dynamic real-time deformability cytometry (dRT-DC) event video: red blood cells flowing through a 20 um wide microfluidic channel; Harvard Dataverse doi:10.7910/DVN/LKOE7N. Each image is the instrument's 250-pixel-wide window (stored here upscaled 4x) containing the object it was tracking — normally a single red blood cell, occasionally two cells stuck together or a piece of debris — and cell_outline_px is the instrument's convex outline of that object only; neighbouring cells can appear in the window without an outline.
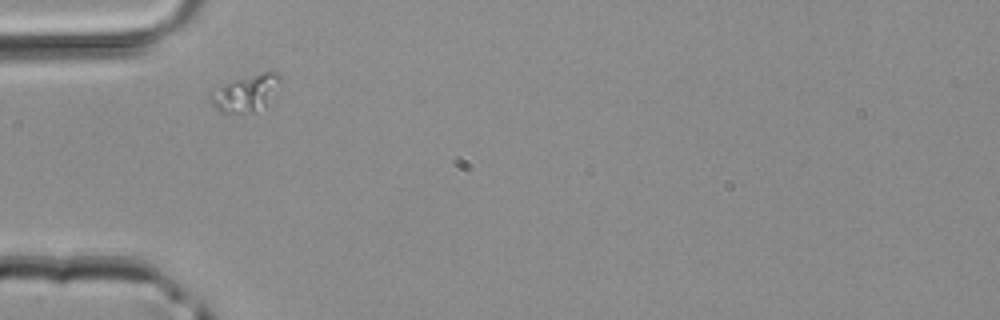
{"species": "common noctule bat (a hibernating species)", "species_latin": "Nyctalus noctula", "temperature_condition": "room temperature", "stored_images_in_passage": 2, "camera_frame_rate_fps": 3000, "um_per_image_px": 0.085, "animal": {"sex": "male", "body_mass_g": 20.4}, "frame": {"image": 1, "passage_image": 1, "time_ms": 0.0, "image_size_px": [1000, 320], "cell_outline_px": [[280, 80], [264, 104], [252, 112], [220, 112], [212, 104], [208, 96], [224, 84], [272, 68], [280, 76]], "centroid_in_image_um": [20.87, 7.87], "position_along_channel_um": 64.1, "area_um2": 14.1}}